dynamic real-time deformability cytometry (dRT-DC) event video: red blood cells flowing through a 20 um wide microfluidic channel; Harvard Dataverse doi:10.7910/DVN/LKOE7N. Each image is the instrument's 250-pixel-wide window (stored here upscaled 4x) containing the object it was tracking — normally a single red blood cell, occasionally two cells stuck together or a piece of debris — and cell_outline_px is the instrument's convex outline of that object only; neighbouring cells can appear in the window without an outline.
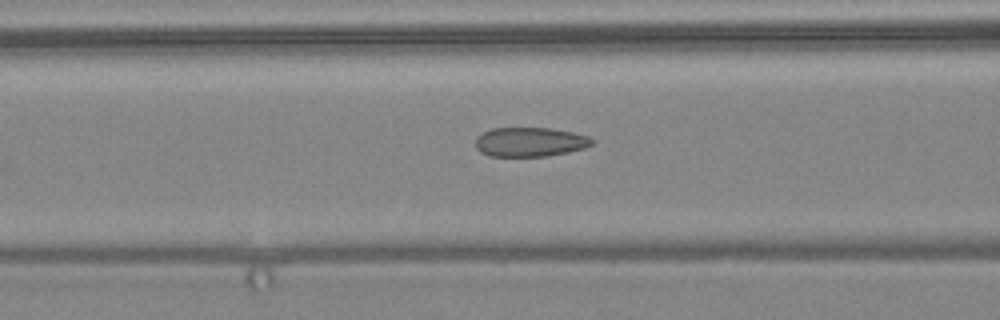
{"species": "common noctule bat (a hibernating species)", "species_latin": "Nyctalus noctula", "temperature_condition": "warm", "stored_images_in_passage": 4, "camera_frame_rate_fps": 3000, "um_per_image_px": 0.085, "animal": {"sex": "female", "body_mass_g": 24.6, "forearm_length_mm": 56.2}, "frame": {"image": 1, "passage_image": 3, "time_ms": 2.333, "image_size_px": [1000, 320], "cell_outline_px": [[592, 144], [584, 148], [568, 152], [548, 156], [488, 156], [480, 152], [476, 148], [476, 136], [492, 128], [548, 128], [572, 132], [588, 136], [592, 140]], "centroid_in_image_um": [45.01, 12.07], "position_along_channel_um": 121.6, "area_um2": 19.83}}